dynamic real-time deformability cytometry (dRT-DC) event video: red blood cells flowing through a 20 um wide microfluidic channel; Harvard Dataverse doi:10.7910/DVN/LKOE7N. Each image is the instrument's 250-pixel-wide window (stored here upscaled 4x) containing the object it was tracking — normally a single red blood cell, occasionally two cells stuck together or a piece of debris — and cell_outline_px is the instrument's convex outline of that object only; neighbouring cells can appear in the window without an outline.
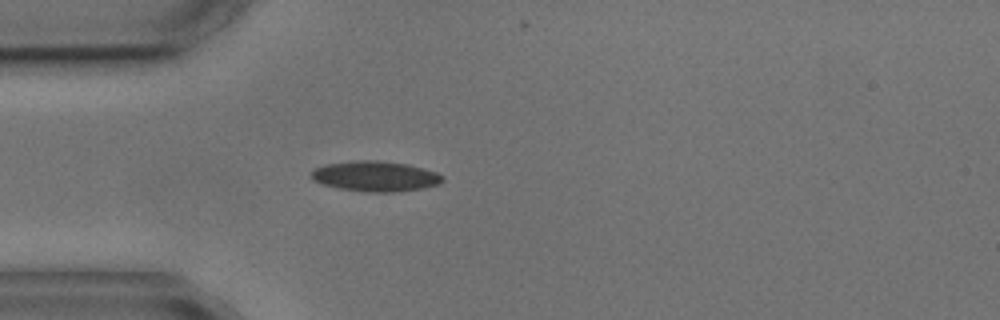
{"species": "common noctule bat (a hibernating species)", "species_latin": "Nyctalus noctula", "temperature_condition": "cold", "stored_images_in_passage": 4, "camera_frame_rate_fps": 3000, "um_per_image_px": 0.085, "animal": {"sex": "male", "body_mass_g": 17.9, "forearm_length_mm": 54.2}, "frame": {"image": 1, "passage_image": 4, "time_ms": 4.333, "image_size_px": [1000, 320], "cell_outline_px": [[444, 180], [440, 184], [424, 188], [392, 192], [364, 192], [340, 188], [324, 184], [312, 180], [308, 176], [316, 168], [324, 164], [352, 160], [376, 160], [408, 164], [424, 168], [436, 172], [444, 176]], "centroid_in_image_um": [31.91, 14.97], "position_along_channel_um": 53.1, "area_um2": 23.41}}